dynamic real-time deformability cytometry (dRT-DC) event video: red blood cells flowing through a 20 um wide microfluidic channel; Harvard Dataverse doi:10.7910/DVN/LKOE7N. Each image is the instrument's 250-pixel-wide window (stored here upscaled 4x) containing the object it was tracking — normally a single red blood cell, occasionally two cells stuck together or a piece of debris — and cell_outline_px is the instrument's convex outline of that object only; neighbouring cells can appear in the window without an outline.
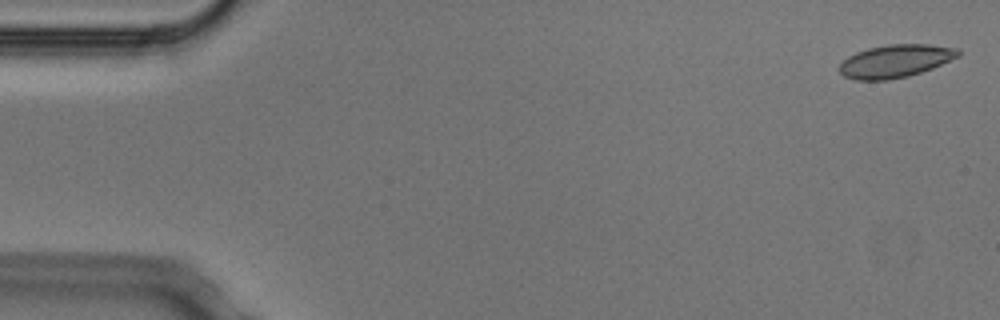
{"species": "Egyptian fruit bat (a non-hibernating species)", "species_latin": "Rousettus aegyptiacus", "temperature_condition": "cold", "stored_images_in_passage": 5, "segment_of_instrument_passage": [1, 2], "camera_frame_rate_fps": 3000, "um_per_image_px": 0.085, "animal": {"sex": "male"}, "frame": {"image": 1, "passage_image": 1, "time_ms": 0.0, "image_size_px": [1000, 320], "cell_outline_px": [[960, 56], [932, 68], [908, 76], [888, 80], [856, 80], [844, 76], [840, 72], [840, 64], [848, 56], [856, 52], [868, 48], [888, 44], [928, 44], [956, 48], [960, 52]], "centroid_in_image_um": [76.1, 5.19], "position_along_channel_um": 8.9, "area_um2": 22.66}}
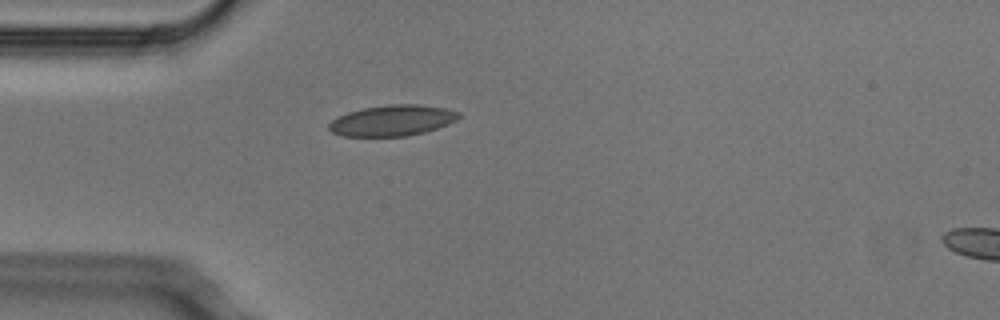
{"frame": {"image": 2, "passage_image": 4, "time_ms": 1.0, "image_size_px": [1000, 320], "cell_outline_px": [[460, 116], [456, 120], [448, 124], [424, 132], [404, 136], [344, 136], [332, 132], [328, 128], [328, 124], [332, 120], [348, 112], [364, 108], [392, 104], [420, 104], [444, 108], [460, 112]], "centroid_in_image_um": [33.35, 10.24], "position_along_channel_um": 51.6, "area_um2": 23.12}}